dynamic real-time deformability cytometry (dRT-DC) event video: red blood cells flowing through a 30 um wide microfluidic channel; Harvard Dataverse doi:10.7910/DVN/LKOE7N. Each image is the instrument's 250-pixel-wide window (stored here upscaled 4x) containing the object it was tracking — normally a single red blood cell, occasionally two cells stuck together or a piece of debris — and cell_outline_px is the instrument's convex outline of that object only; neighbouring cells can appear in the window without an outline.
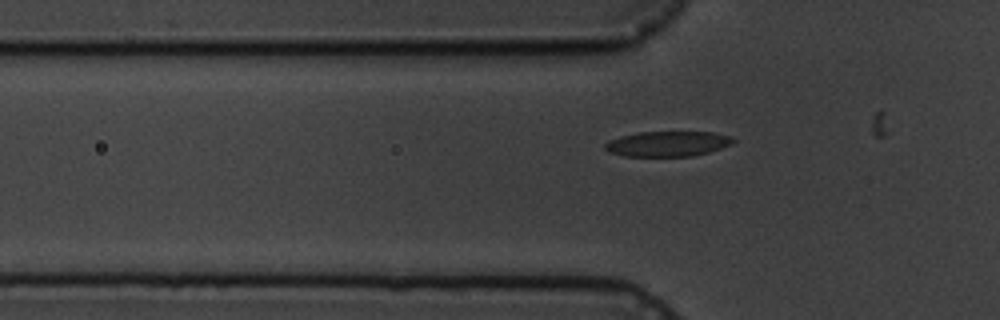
{"species": "common noctule bat (a hibernating species)", "species_latin": "Nyctalus noctula", "temperature_condition": "cold", "stored_images_in_passage": 6, "segment_of_instrument_passage": [2, 2], "camera_frame_rate_fps": 3000, "um_per_image_px": 0.085, "animal": {"sex": "male", "body_mass_g": 19.5, "forearm_length_mm": 54.6}, "frame": {"image": 1, "passage_image": 6, "time_ms": 5.667, "image_size_px": [1000, 320], "cell_outline_px": [[736, 140], [732, 144], [708, 152], [692, 156], [624, 156], [608, 152], [604, 148], [604, 144], [608, 140], [620, 136], [640, 132], [712, 132], [732, 136]], "centroid_in_image_um": [56.73, 12.22], "position_along_channel_um": 69.1, "area_um2": 18.9}}